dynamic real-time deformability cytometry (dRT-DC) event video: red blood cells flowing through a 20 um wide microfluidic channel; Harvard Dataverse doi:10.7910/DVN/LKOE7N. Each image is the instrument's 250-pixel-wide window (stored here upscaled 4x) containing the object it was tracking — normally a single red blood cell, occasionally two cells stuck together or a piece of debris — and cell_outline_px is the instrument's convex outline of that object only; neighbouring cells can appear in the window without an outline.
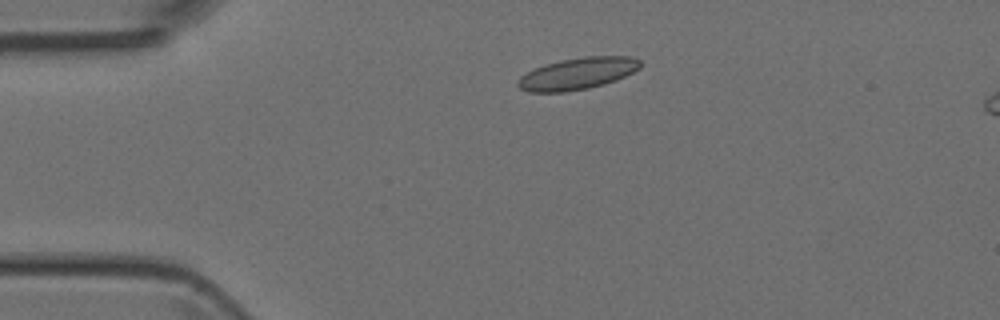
{"species": "Egyptian fruit bat (a non-hibernating species)", "species_latin": "Rousettus aegyptiacus", "temperature_condition": "room temperature", "stored_images_in_passage": 40, "camera_frame_rate_fps": 3000, "um_per_image_px": 0.085, "animal": {"sex": "female"}, "frame": {"image": 1, "passage_image": 1, "time_ms": 0.0, "image_size_px": [1000, 320], "cell_outline_px": [[640, 68], [616, 80], [604, 84], [588, 88], [564, 92], [528, 92], [520, 88], [516, 84], [516, 80], [520, 76], [536, 68], [560, 60], [584, 56], [632, 56], [640, 60]], "centroid_in_image_um": [49.08, 6.25], "position_along_channel_um": 35.9, "area_um2": 22.6}}
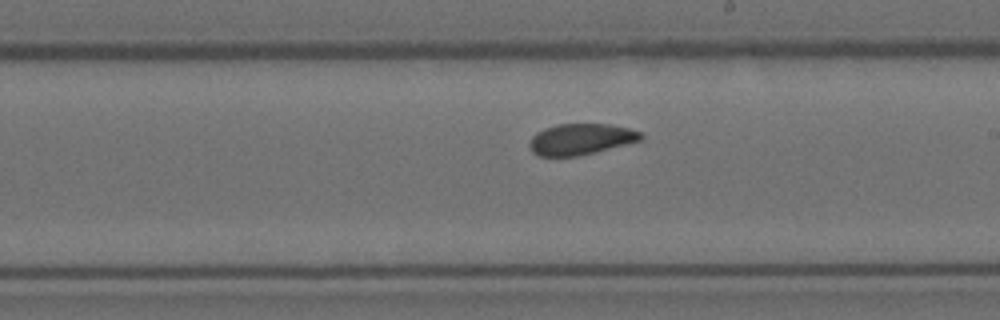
{"frame": {"image": 2, "passage_image": 18, "time_ms": 5.667, "image_size_px": [1000, 320], "cell_outline_px": [[644, 136], [640, 140], [596, 152], [576, 156], [540, 156], [532, 152], [528, 144], [532, 136], [536, 132], [544, 128], [556, 124], [608, 124], [628, 128], [640, 132]], "centroid_in_image_um": [49.32, 11.83], "position_along_channel_um": 239.7, "area_um2": 20.11}}
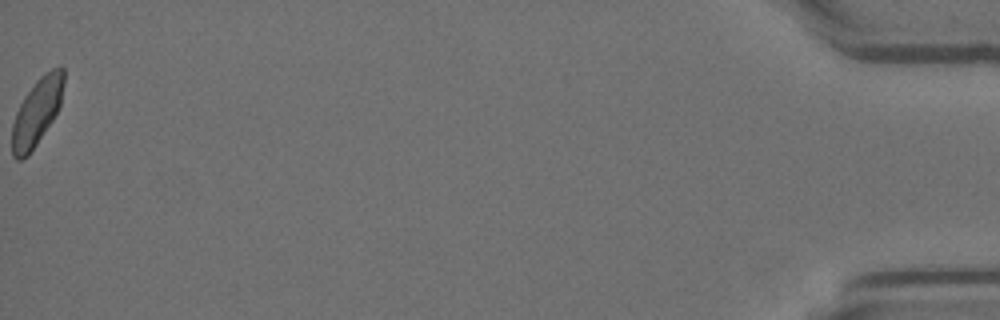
{"frame": {"image": 3, "passage_image": 39, "time_ms": 12.667, "image_size_px": [1000, 320], "cell_outline_px": [[64, 80], [60, 104], [52, 120], [28, 156], [20, 160], [16, 160], [12, 156], [12, 124], [16, 112], [24, 96], [36, 80], [44, 72], [60, 64], [64, 68]], "centroid_in_image_um": [3.12, 9.48], "position_along_channel_um": 432.1, "area_um2": 20.17}}